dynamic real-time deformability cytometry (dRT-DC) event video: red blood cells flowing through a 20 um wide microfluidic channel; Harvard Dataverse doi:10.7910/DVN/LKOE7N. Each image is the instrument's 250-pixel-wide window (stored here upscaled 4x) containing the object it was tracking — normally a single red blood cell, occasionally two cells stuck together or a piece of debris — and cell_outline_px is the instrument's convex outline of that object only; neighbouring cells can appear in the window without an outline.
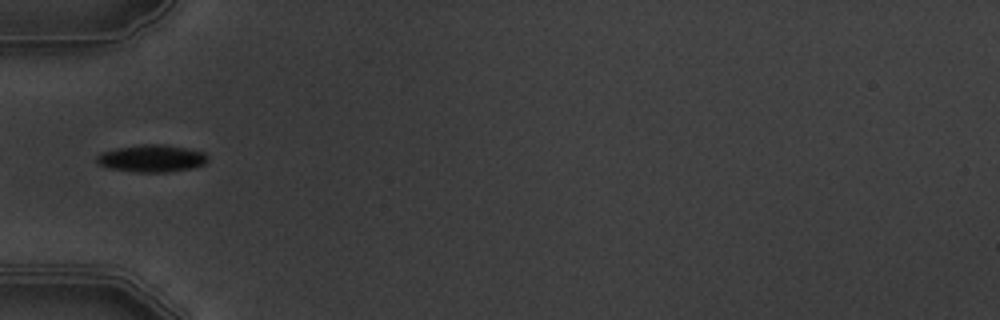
{"species": "common noctule bat (a hibernating species)", "species_latin": "Nyctalus noctula", "temperature_condition": "warm", "stored_images_in_passage": 5, "camera_frame_rate_fps": 3000, "um_per_image_px": 0.085, "animal": {"sex": "male", "body_mass_g": 19.5, "forearm_length_mm": 54.6}, "frame": {"image": 1, "passage_image": 4, "time_ms": 3.333, "image_size_px": [1000, 320], "cell_outline_px": [[208, 160], [204, 164], [192, 168], [168, 172], [136, 172], [108, 168], [100, 164], [96, 160], [96, 156], [100, 152], [116, 148], [144, 144], [164, 144], [204, 152], [208, 156]], "centroid_in_image_um": [12.88, 13.46], "position_along_channel_um": 72.1, "area_um2": 17.63}}
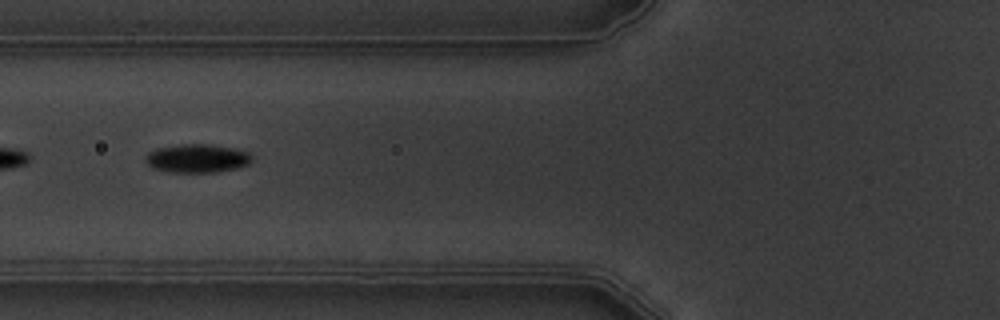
{"frame": {"image": 2, "passage_image": 5, "time_ms": 4.333, "image_size_px": [1000, 320], "cell_outline_px": [[252, 160], [248, 164], [236, 168], [216, 172], [168, 172], [152, 168], [144, 160], [148, 152], [156, 148], [180, 144], [204, 144], [232, 148], [248, 152], [252, 156]], "centroid_in_image_um": [16.72, 13.46], "position_along_channel_um": 109.1, "area_um2": 17.63}}